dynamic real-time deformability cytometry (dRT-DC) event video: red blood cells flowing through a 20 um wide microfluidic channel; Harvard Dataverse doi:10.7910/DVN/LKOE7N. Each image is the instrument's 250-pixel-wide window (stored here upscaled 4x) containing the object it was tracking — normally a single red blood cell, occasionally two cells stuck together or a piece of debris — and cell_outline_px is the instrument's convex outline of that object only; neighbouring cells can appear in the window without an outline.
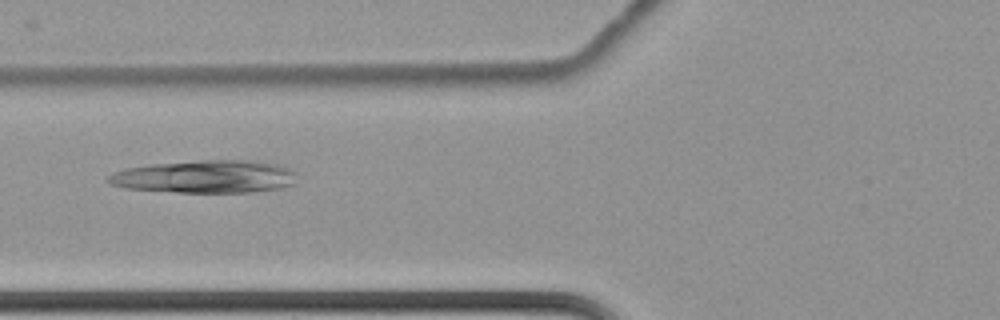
{"species": "common noctule bat (a hibernating species)", "species_latin": "Nyctalus noctula", "temperature_condition": "cold", "stored_images_in_passage": 3, "camera_frame_rate_fps": 3000, "um_per_image_px": 0.085, "animal": {"sex": "female", "body_mass_g": 22.7, "forearm_length_mm": 54.2}, "frame": {"image": 1, "passage_image": 2, "time_ms": 0.333, "image_size_px": [1000, 320], "cell_outline_px": [[296, 184], [284, 188], [252, 192], [176, 192], [124, 188], [112, 184], [104, 180], [108, 176], [116, 172], [128, 168], [148, 164], [204, 160], [260, 160], [284, 164], [296, 172]], "centroid_in_image_um": [17.56, 15.0], "position_along_channel_um": 108.2, "area_um2": 36.65}}
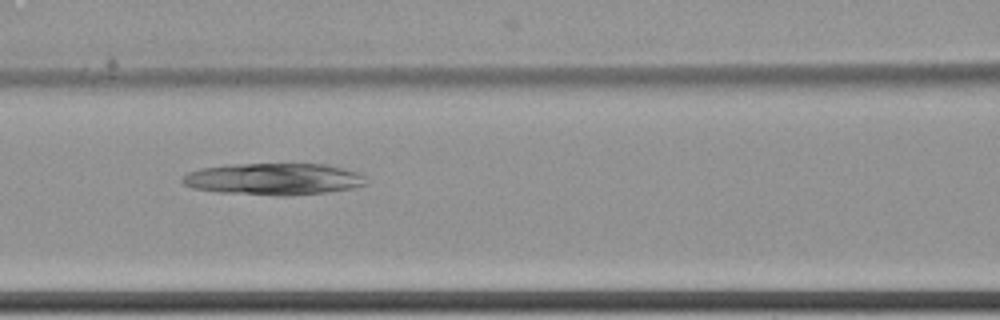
{"frame": {"image": 2, "passage_image": 3, "time_ms": 0.667, "image_size_px": [1000, 320], "cell_outline_px": [[368, 184], [352, 188], [328, 192], [284, 196], [280, 196], [220, 192], [192, 188], [184, 184], [180, 180], [188, 172], [200, 168], [228, 164], [324, 164], [344, 168], [360, 172], [364, 176]], "centroid_in_image_um": [23.28, 15.21], "position_along_channel_um": 143.3, "area_um2": 34.22}}